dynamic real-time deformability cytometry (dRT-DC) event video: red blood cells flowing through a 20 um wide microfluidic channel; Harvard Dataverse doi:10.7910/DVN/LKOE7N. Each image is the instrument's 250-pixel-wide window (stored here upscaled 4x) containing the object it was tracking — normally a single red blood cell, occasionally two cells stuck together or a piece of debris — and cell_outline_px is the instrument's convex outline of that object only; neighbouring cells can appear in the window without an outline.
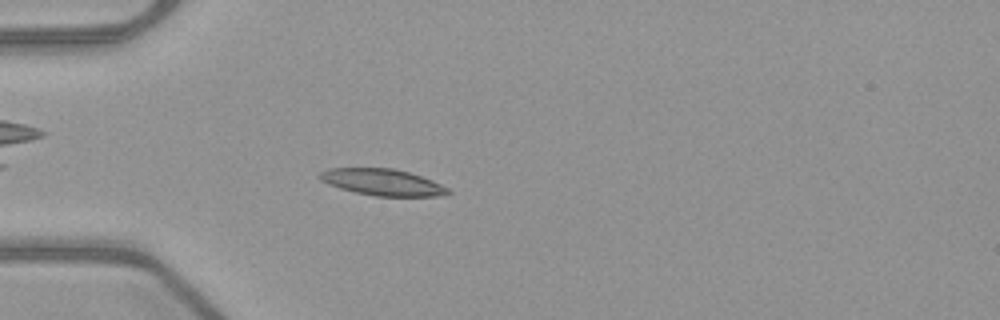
{"species": "common noctule bat (a hibernating species)", "species_latin": "Nyctalus noctula", "temperature_condition": "warm", "stored_images_in_passage": 33, "camera_frame_rate_fps": 3000, "um_per_image_px": 0.085, "animal": {"sex": "female", "body_mass_g": 21.9}, "frame": {"image": 1, "passage_image": 7, "time_ms": 2.0, "image_size_px": [1000, 320], "cell_outline_px": [[452, 192], [448, 196], [376, 196], [356, 192], [340, 188], [328, 184], [320, 180], [316, 176], [320, 172], [328, 168], [392, 168], [408, 172], [432, 180], [448, 188]], "centroid_in_image_um": [32.51, 15.49], "position_along_channel_um": 52.5, "area_um2": 19.88}}
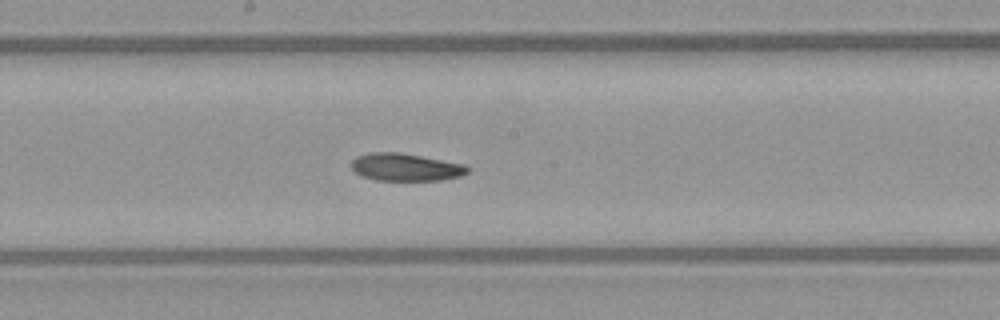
{"frame": {"image": 2, "passage_image": 20, "time_ms": 6.333, "image_size_px": [1000, 320], "cell_outline_px": [[468, 172], [460, 176], [440, 180], [376, 180], [360, 176], [352, 168], [352, 160], [356, 156], [368, 152], [400, 152], [464, 164], [468, 168]], "centroid_in_image_um": [34.44, 14.2], "position_along_channel_um": 213.8, "area_um2": 18.61}}
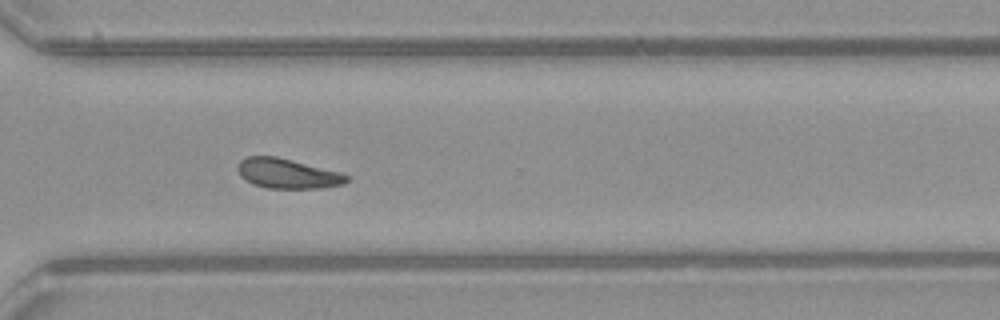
{"frame": {"image": 3, "passage_image": 30, "time_ms": 9.667, "image_size_px": [1000, 320], "cell_outline_px": [[348, 180], [344, 184], [320, 188], [268, 188], [252, 184], [240, 176], [236, 168], [240, 160], [248, 156], [276, 156], [340, 172], [348, 176]], "centroid_in_image_um": [24.4, 14.75], "position_along_channel_um": 346.2, "area_um2": 18.9}, "authors_computed_cell_mechanics": {"area_um2": 19.3052, "velocity_mm_per_s": 3.98, "shape_relaxation_time_tau1_ms": 11.0111, "shape_relaxation_time_tau2_ms": 6.0558, "deformation_change_tau1": 0.1766, "deformation_change_tau2": 0.1263}}